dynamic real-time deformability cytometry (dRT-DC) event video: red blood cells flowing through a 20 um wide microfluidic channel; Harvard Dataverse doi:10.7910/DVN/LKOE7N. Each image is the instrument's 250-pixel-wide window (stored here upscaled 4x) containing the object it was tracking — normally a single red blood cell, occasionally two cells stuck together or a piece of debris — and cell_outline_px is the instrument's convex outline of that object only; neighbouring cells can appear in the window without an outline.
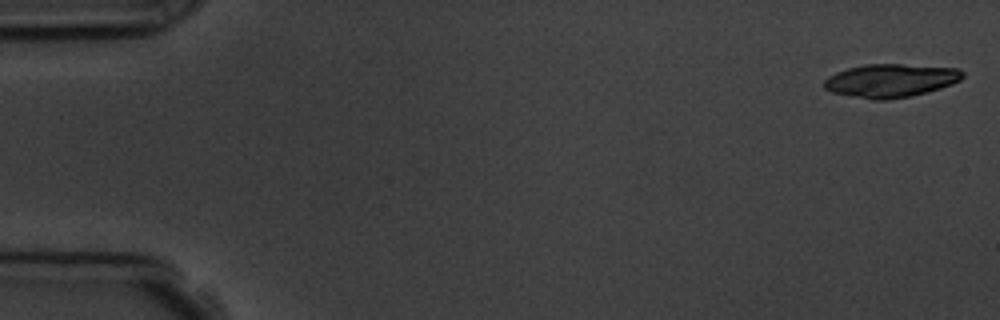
{"species": "common noctule bat (a hibernating species)", "species_latin": "Nyctalus noctula", "temperature_condition": "room temperature", "stored_images_in_passage": 7, "camera_frame_rate_fps": 3000, "um_per_image_px": 0.085, "animal": {"sex": "male", "body_mass_g": 19.5, "forearm_length_mm": 54.6}, "frame": {"image": 1, "passage_image": 1, "time_ms": 0.0, "image_size_px": [1000, 320], "cell_outline_px": [[964, 76], [960, 80], [952, 84], [940, 88], [912, 96], [884, 100], [872, 100], [832, 92], [824, 88], [824, 80], [828, 76], [836, 72], [848, 68], [864, 64], [900, 64], [960, 68], [964, 72]], "centroid_in_image_um": [75.72, 6.84], "position_along_channel_um": 9.3, "area_um2": 26.99}}
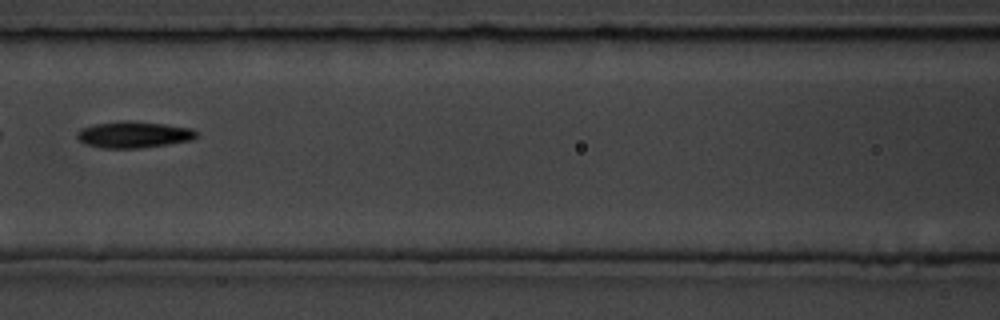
{"frame": {"image": 2, "passage_image": 7, "time_ms": 7.667, "image_size_px": [1000, 320], "cell_outline_px": [[200, 136], [192, 140], [168, 144], [140, 148], [100, 148], [84, 144], [76, 136], [76, 132], [80, 128], [92, 124], [120, 120], [128, 120], [164, 124], [192, 128], [200, 132]], "centroid_in_image_um": [11.37, 11.43], "position_along_channel_um": 155.2, "area_um2": 18.84}}